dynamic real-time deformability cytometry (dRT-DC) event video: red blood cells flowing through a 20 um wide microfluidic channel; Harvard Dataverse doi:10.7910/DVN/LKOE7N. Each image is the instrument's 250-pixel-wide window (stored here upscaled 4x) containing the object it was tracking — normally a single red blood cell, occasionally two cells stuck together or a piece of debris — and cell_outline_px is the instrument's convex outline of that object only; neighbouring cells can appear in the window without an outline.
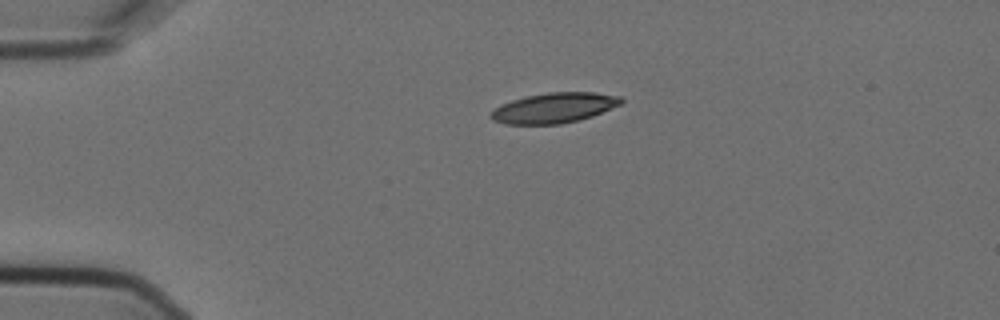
{"species": "Egyptian fruit bat (a non-hibernating species)", "species_latin": "Rousettus aegyptiacus", "temperature_condition": "cold", "stored_images_in_passage": 2, "camera_frame_rate_fps": 3000, "um_per_image_px": 0.085, "animal": {"sex": "female"}, "frame": {"image": 1, "passage_image": 1, "time_ms": 0.0, "image_size_px": [1000, 320], "cell_outline_px": [[624, 100], [620, 104], [592, 116], [580, 120], [560, 124], [504, 124], [492, 120], [488, 116], [496, 108], [512, 100], [528, 96], [548, 92], [596, 92], [620, 96]], "centroid_in_image_um": [47.11, 9.17], "position_along_channel_um": 37.9, "area_um2": 22.77}}